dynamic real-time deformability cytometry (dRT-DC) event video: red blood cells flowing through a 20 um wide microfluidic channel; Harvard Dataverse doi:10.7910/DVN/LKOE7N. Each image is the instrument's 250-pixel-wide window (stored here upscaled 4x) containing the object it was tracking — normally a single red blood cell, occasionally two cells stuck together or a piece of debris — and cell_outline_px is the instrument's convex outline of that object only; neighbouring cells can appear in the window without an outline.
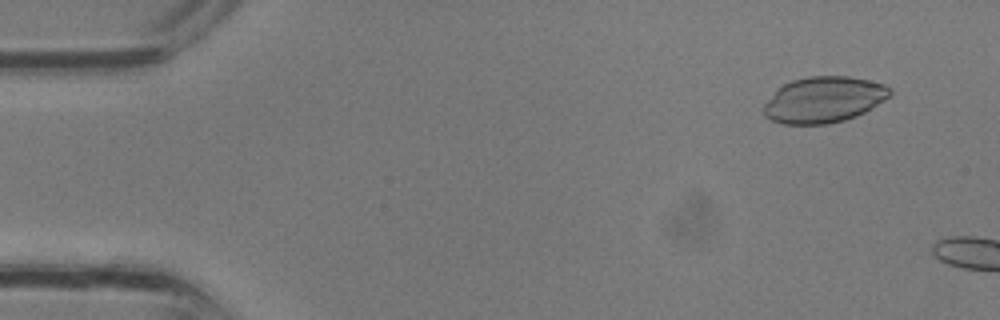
{"species": "common noctule bat (a hibernating species)", "species_latin": "Nyctalus noctula", "temperature_condition": "room temperature", "stored_images_in_passage": 5, "camera_frame_rate_fps": 3000, "um_per_image_px": 0.085, "animal": {"sex": "male", "body_mass_g": 13.3}, "frame": {"image": 1, "passage_image": 3, "time_ms": 0.667, "image_size_px": [1000, 320], "cell_outline_px": [[892, 96], [872, 108], [856, 116], [844, 120], [828, 124], [784, 124], [772, 120], [764, 116], [764, 104], [784, 84], [792, 80], [808, 76], [848, 76], [868, 80], [884, 84], [892, 88]], "centroid_in_image_um": [70.07, 8.47], "position_along_channel_um": 14.9, "area_um2": 33.81}}